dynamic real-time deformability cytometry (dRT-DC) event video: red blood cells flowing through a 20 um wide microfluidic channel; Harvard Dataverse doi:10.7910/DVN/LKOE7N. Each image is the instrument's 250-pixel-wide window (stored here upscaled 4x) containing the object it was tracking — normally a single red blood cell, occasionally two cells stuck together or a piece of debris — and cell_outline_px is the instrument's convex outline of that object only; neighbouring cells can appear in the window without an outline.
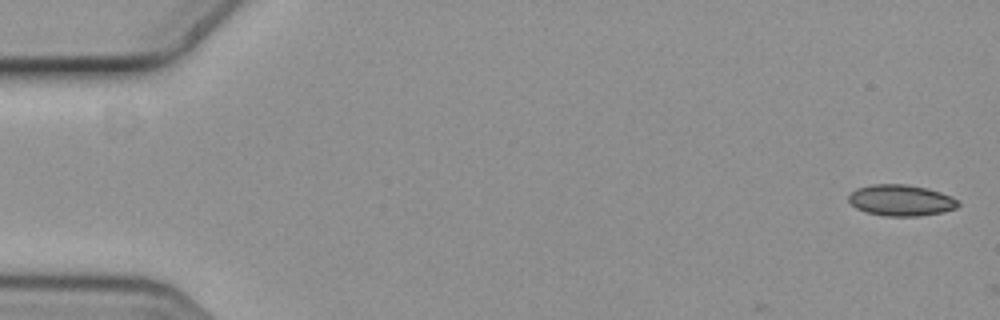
{"species": "common noctule bat (a hibernating species)", "species_latin": "Nyctalus noctula", "temperature_condition": "cold", "stored_images_in_passage": 2, "camera_frame_rate_fps": 3000, "um_per_image_px": 0.085, "animal": {"sex": "female", "body_mass_g": 19.3, "forearm_length_mm": 54.1}, "frame": {"image": 1, "passage_image": 1, "time_ms": 0.0, "image_size_px": [1000, 320], "cell_outline_px": [[960, 204], [956, 208], [944, 212], [920, 216], [884, 216], [868, 212], [856, 208], [848, 200], [848, 196], [856, 188], [872, 184], [904, 184], [924, 188], [940, 192], [956, 200]], "centroid_in_image_um": [76.56, 17.03], "position_along_channel_um": 8.4, "area_um2": 19.71}}